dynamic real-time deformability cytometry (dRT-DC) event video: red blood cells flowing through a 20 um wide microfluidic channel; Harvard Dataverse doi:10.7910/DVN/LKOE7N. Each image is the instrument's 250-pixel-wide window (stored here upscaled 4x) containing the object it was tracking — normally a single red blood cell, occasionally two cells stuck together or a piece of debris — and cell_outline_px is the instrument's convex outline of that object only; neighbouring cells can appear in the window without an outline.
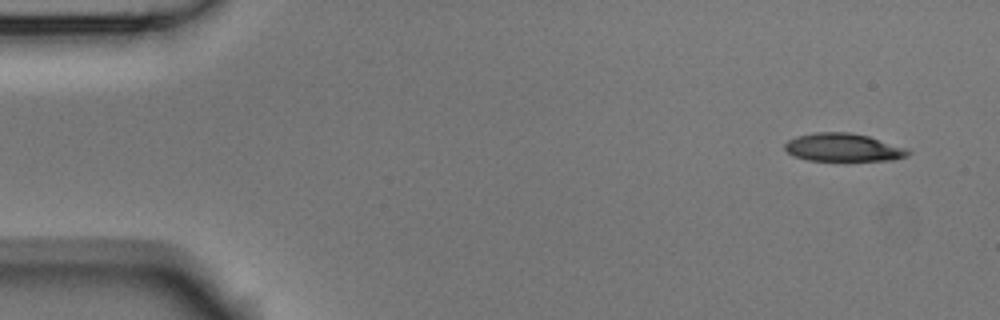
{"species": "Egyptian fruit bat (a non-hibernating species)", "species_latin": "Rousettus aegyptiacus", "temperature_condition": "room temperature", "stored_images_in_passage": 6, "camera_frame_rate_fps": 3000, "um_per_image_px": 0.085, "animal": {"sex": "male"}, "frame": {"image": 1, "passage_image": 1, "time_ms": 0.0, "image_size_px": [1000, 320], "cell_outline_px": [[912, 152], [908, 156], [892, 160], [808, 160], [792, 156], [784, 148], [784, 144], [788, 140], [796, 136], [816, 132], [848, 132], [868, 136], [908, 148]], "centroid_in_image_um": [71.67, 12.53], "position_along_channel_um": 13.3, "area_um2": 20.17}}
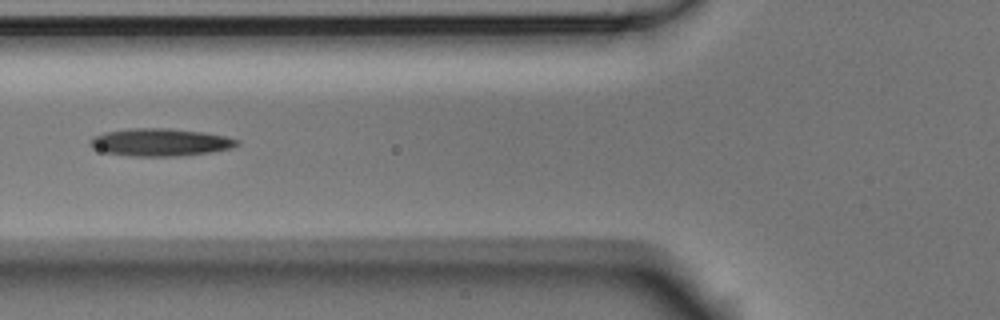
{"frame": {"image": 2, "passage_image": 6, "time_ms": 1.667, "image_size_px": [1000, 320], "cell_outline_px": [[240, 144], [232, 148], [212, 152], [180, 156], [132, 156], [104, 152], [92, 148], [88, 144], [88, 140], [92, 136], [104, 132], [128, 128], [168, 128], [204, 132], [224, 136], [240, 140]], "centroid_in_image_um": [13.59, 12.09], "position_along_channel_um": 112.2, "area_um2": 23.93}}